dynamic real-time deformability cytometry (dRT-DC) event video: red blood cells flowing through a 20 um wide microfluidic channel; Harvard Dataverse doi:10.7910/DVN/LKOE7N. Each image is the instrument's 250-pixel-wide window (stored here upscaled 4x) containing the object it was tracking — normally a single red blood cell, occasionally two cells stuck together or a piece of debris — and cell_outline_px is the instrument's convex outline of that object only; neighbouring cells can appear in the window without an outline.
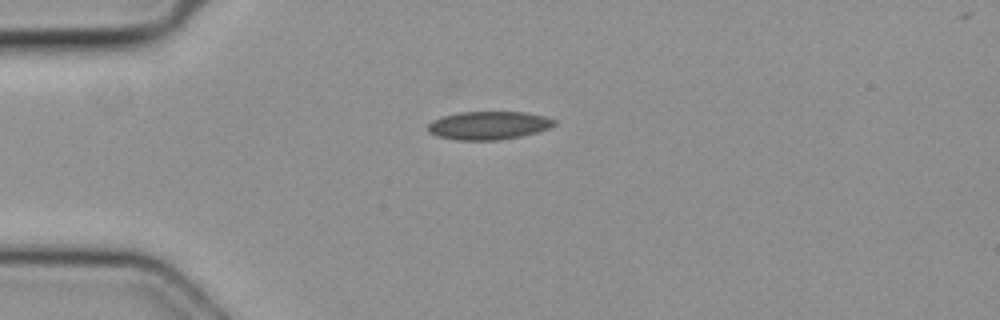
{"species": "common noctule bat (a hibernating species)", "species_latin": "Nyctalus noctula", "temperature_condition": "cold", "stored_images_in_passage": 3, "camera_frame_rate_fps": 3000, "um_per_image_px": 0.085, "animal": {"sex": "female", "body_mass_g": 19.3, "forearm_length_mm": 54.1}, "frame": {"image": 1, "passage_image": 1, "time_ms": 0.0, "image_size_px": [1000, 320], "cell_outline_px": [[556, 124], [548, 128], [536, 132], [520, 136], [500, 140], [456, 140], [436, 136], [428, 132], [428, 124], [432, 120], [444, 116], [460, 112], [528, 112], [544, 116], [556, 120]], "centroid_in_image_um": [41.52, 10.66], "position_along_channel_um": 43.5, "area_um2": 20.81}}
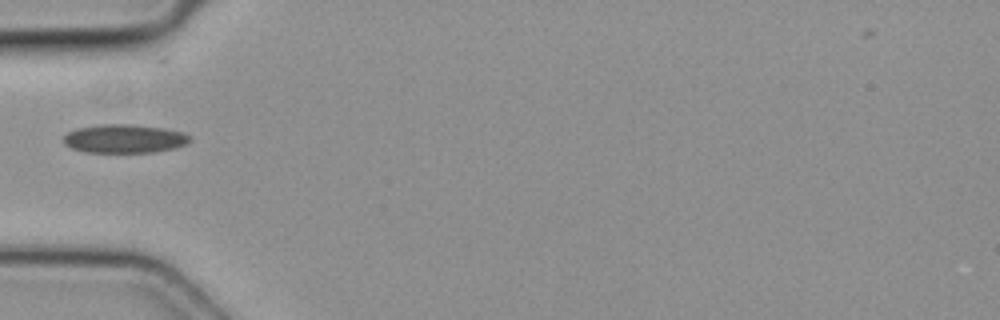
{"frame": {"image": 2, "passage_image": 2, "time_ms": 0.333, "image_size_px": [1000, 320], "cell_outline_px": [[192, 140], [184, 144], [172, 148], [152, 152], [84, 152], [72, 148], [64, 144], [64, 136], [68, 132], [76, 128], [100, 124], [132, 124], [164, 128], [184, 132], [192, 136]], "centroid_in_image_um": [10.57, 11.77], "position_along_channel_um": 74.4, "area_um2": 21.1}}
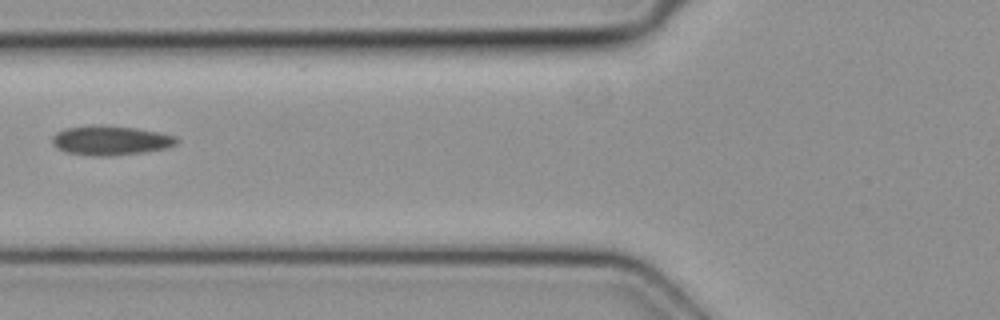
{"frame": {"image": 3, "passage_image": 3, "time_ms": 0.667, "image_size_px": [1000, 320], "cell_outline_px": [[180, 140], [176, 144], [164, 148], [140, 152], [108, 156], [92, 156], [68, 152], [56, 148], [52, 144], [52, 136], [56, 132], [64, 128], [100, 124], [136, 128], [160, 132], [176, 136]], "centroid_in_image_um": [9.37, 11.92], "position_along_channel_um": 116.4, "area_um2": 21.39}}